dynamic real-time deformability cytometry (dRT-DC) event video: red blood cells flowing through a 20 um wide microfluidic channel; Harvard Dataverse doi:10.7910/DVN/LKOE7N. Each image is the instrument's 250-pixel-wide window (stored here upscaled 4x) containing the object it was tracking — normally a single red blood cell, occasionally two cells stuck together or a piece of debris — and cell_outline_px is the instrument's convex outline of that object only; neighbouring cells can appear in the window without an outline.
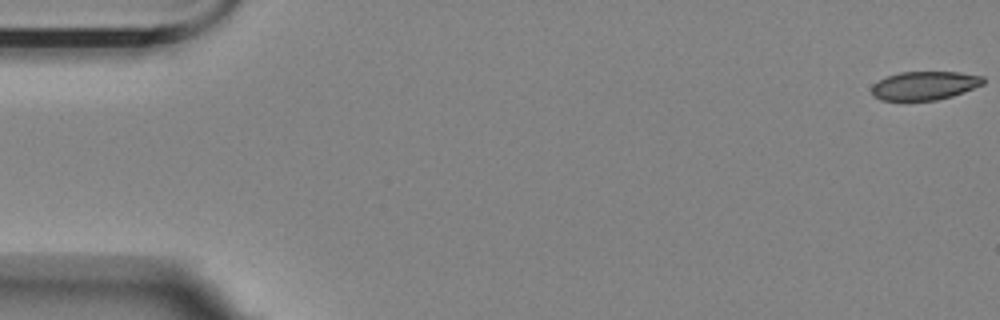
{"species": "Egyptian fruit bat (a non-hibernating species)", "species_latin": "Rousettus aegyptiacus", "temperature_condition": "room temperature", "stored_images_in_passage": 17, "camera_frame_rate_fps": 3000, "um_per_image_px": 0.085, "animal": {"sex": "female"}, "frame": {"image": 1, "passage_image": 1, "time_ms": 0.0, "image_size_px": [1000, 320], "cell_outline_px": [[984, 84], [964, 92], [952, 96], [936, 100], [880, 100], [872, 96], [872, 84], [888, 76], [900, 72], [960, 72], [984, 76]], "centroid_in_image_um": [78.6, 7.27], "position_along_channel_um": 6.4, "area_um2": 18.61}}
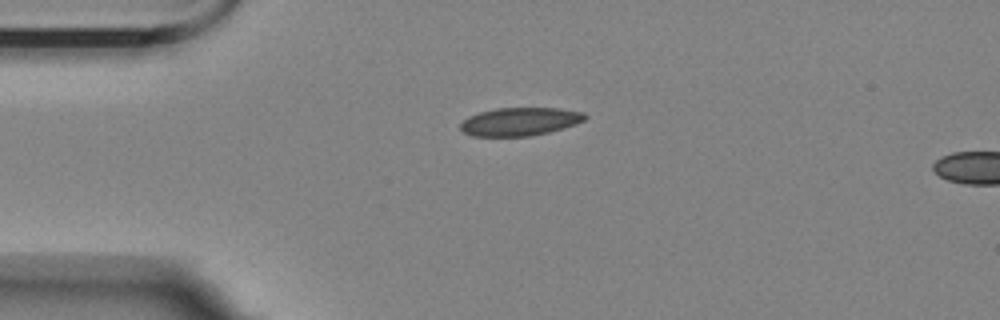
{"frame": {"image": 2, "passage_image": 14, "time_ms": 4.333, "image_size_px": [1000, 320], "cell_outline_px": [[588, 116], [584, 120], [576, 124], [564, 128], [548, 132], [528, 136], [472, 136], [464, 132], [460, 128], [460, 124], [468, 116], [480, 112], [496, 108], [560, 108], [584, 112]], "centroid_in_image_um": [44.21, 10.33], "position_along_channel_um": 40.8, "area_um2": 20.46}}